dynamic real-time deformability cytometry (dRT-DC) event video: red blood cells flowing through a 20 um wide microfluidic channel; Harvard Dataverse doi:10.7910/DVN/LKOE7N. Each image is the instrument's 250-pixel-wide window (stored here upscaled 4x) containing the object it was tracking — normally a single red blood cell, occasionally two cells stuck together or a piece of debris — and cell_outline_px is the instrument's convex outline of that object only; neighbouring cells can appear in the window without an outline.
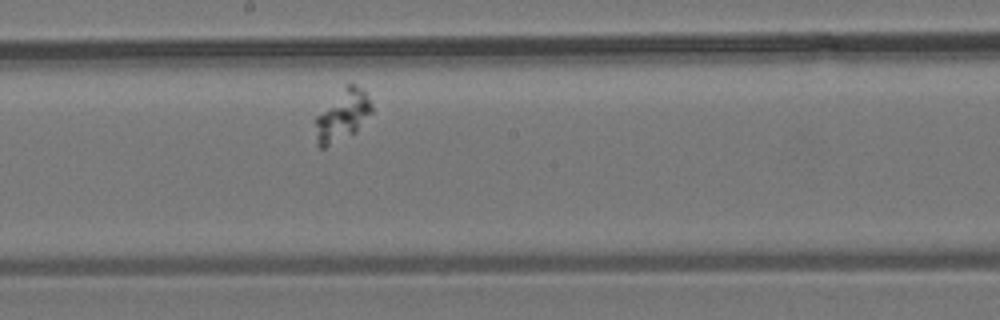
{"species": "common noctule bat (a hibernating species)", "species_latin": "Nyctalus noctula", "temperature_condition": "room temperature", "stored_images_in_passage": 6, "segment_of_instrument_passage": [1, 2], "camera_frame_rate_fps": 3000, "um_per_image_px": 0.085, "animal": {"sex": "male", "body_mass_g": 19.2, "forearm_length_mm": 51.8}, "frame": {"image": 1, "passage_image": 5, "time_ms": 4.667, "image_size_px": [1000, 320], "cell_outline_px": [[372, 112], [356, 132], [324, 148], [320, 148], [316, 144], [316, 116], [348, 84], [356, 84], [368, 96], [372, 104]], "centroid_in_image_um": [29.12, 9.85], "position_along_channel_um": 219.1, "area_um2": 16.3}}